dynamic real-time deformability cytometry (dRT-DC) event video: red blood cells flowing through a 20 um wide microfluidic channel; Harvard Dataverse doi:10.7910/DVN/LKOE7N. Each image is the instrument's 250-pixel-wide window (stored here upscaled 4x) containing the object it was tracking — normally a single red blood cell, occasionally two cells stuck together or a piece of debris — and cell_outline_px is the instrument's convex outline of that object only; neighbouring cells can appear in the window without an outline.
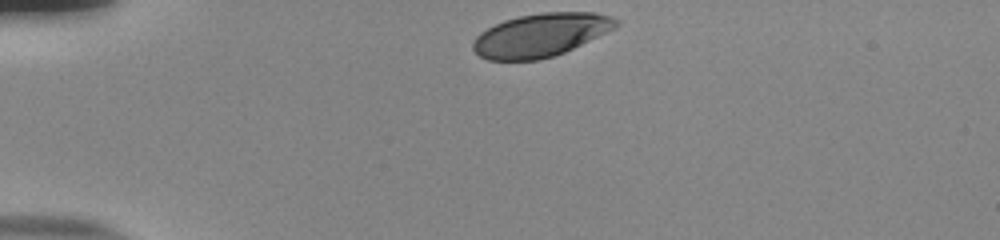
{"species": "human", "species_latin": "Homo sapiens", "temperature_condition": "room temperature", "stored_images_in_passage": 34, "camera_frame_rate_fps": 3000, "um_per_image_px": 0.085, "donor": {"sex": "male"}, "frame": {"image": 1, "passage_image": 1, "time_ms": 0.0, "image_size_px": [1000, 240], "cell_outline_px": [[620, 24], [564, 52], [552, 56], [536, 60], [488, 60], [480, 56], [472, 48], [472, 44], [476, 36], [480, 32], [504, 20], [520, 16], [540, 12], [592, 12], [608, 16], [620, 20]], "centroid_in_image_um": [45.9, 2.97], "position_along_channel_um": 39.1, "area_um2": 35.49}}
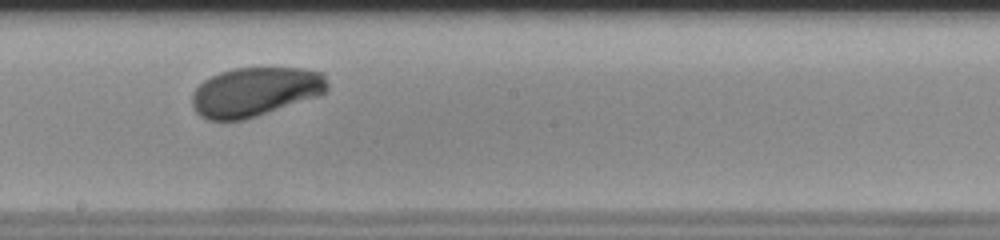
{"frame": {"image": 2, "passage_image": 20, "time_ms": 6.333, "image_size_px": [1000, 240], "cell_outline_px": [[328, 88], [320, 96], [244, 120], [208, 120], [200, 116], [196, 112], [192, 104], [192, 92], [204, 80], [220, 72], [236, 68], [300, 68], [324, 72], [328, 84]], "centroid_in_image_um": [21.71, 7.8], "position_along_channel_um": 226.5, "area_um2": 38.9}}
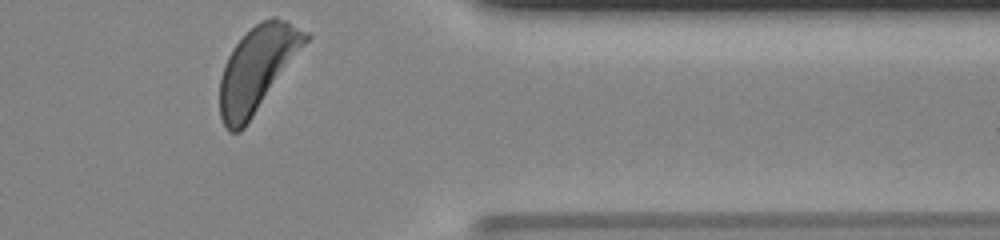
{"frame": {"image": 3, "passage_image": 34, "time_ms": 11.0, "image_size_px": [1000, 240], "cell_outline_px": [[312, 36], [244, 128], [240, 132], [228, 132], [220, 116], [220, 76], [224, 64], [232, 48], [260, 20], [272, 16], [276, 16], [308, 32]], "centroid_in_image_um": [21.87, 5.83], "position_along_channel_um": 389.5, "area_um2": 41.96}, "authors_computed_cell_mechanics": {"area_um2": 39.1306, "velocity_mm_per_s": 3.7393, "shape_relaxation_time_tau1_ms": 1.8397, "shape_relaxation_time_tau2_ms": null, "deformation_change_tau1": 0.1084, "deformation_change_tau2": null}}